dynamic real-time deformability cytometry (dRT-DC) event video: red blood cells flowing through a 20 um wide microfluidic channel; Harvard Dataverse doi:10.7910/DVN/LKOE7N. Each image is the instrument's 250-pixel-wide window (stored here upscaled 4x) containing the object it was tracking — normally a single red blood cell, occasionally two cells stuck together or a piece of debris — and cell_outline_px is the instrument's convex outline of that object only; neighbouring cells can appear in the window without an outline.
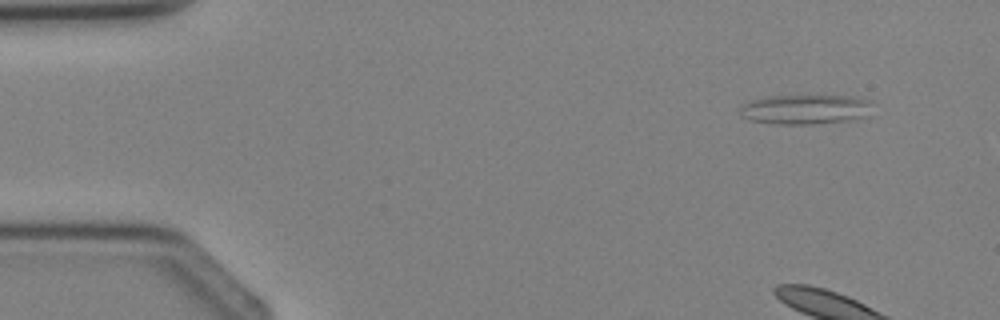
{"species": "Egyptian fruit bat (a non-hibernating species)", "species_latin": "Rousettus aegyptiacus", "temperature_condition": "cold", "stored_images_in_passage": 3, "camera_frame_rate_fps": 3000, "um_per_image_px": 0.085, "animal": {"sex": "female"}, "frame": {"image": 1, "passage_image": 1, "time_ms": 0.0, "image_size_px": [1000, 320], "cell_outline_px": [[868, 116], [856, 120], [812, 124], [776, 124], [748, 120], [740, 116], [740, 108], [744, 104], [752, 100], [768, 96], [848, 96], [868, 100]], "centroid_in_image_um": [68.4, 9.31], "position_along_channel_um": 16.6, "area_um2": 22.83}}